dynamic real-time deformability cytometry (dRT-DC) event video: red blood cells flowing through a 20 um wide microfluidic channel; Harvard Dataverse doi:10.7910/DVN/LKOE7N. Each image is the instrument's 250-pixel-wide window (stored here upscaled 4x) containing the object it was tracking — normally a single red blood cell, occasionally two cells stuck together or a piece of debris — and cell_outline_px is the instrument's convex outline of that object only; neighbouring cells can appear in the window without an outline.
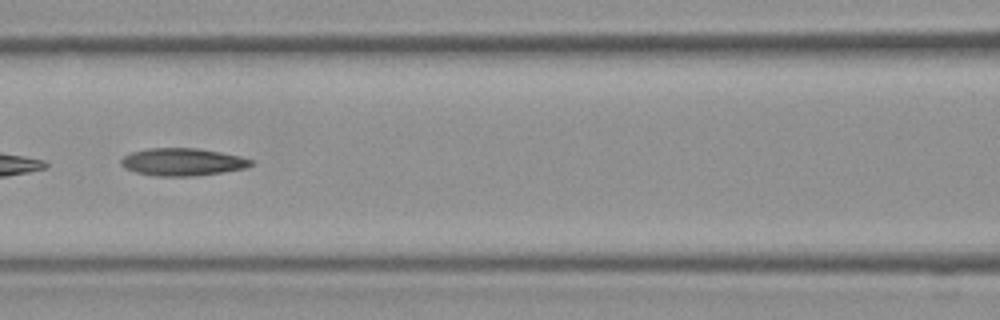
{"species": "Egyptian fruit bat (a non-hibernating species)", "species_latin": "Rousettus aegyptiacus", "temperature_condition": "room temperature", "stored_images_in_passage": 32, "camera_frame_rate_fps": 3000, "um_per_image_px": 0.085, "frame": {"image": 1, "passage_image": 14, "time_ms": 4.333, "image_size_px": [1000, 320], "cell_outline_px": [[256, 164], [244, 168], [224, 172], [196, 176], [156, 176], [136, 172], [124, 168], [120, 164], [120, 160], [124, 156], [132, 152], [148, 148], [196, 148], [220, 152], [240, 156], [256, 160]], "centroid_in_image_um": [15.55, 13.77], "position_along_channel_um": 151.1, "area_um2": 21.04}}